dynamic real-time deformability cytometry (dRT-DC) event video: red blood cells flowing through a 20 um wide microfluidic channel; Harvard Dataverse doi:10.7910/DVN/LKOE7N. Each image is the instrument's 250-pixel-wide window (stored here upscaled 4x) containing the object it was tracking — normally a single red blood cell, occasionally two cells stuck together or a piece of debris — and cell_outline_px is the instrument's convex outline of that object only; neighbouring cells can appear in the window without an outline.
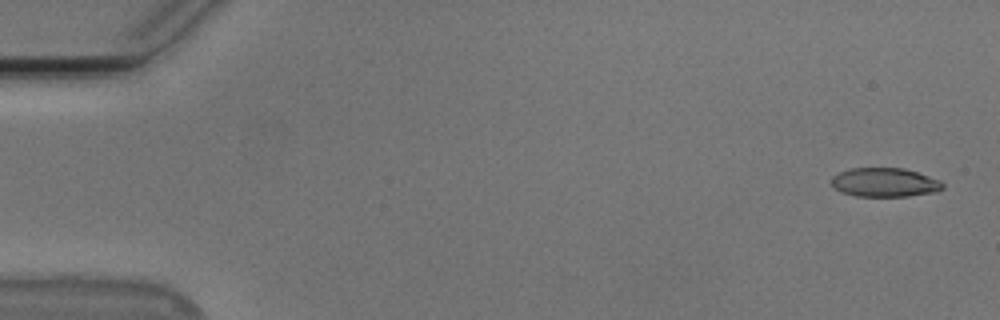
{"species": "Egyptian fruit bat (a non-hibernating species)", "species_latin": "Rousettus aegyptiacus", "temperature_condition": "cold", "stored_images_in_passage": 53, "camera_frame_rate_fps": 3000, "um_per_image_px": 0.085, "animal": {"sex": "male"}, "frame": {"image": 1, "passage_image": 1, "time_ms": 0.0, "image_size_px": [1000, 320], "cell_outline_px": [[944, 188], [936, 192], [908, 196], [856, 196], [840, 192], [832, 184], [832, 176], [840, 172], [852, 168], [904, 168], [940, 180], [944, 184]], "centroid_in_image_um": [75.22, 15.51], "position_along_channel_um": 9.8, "area_um2": 18.73}}
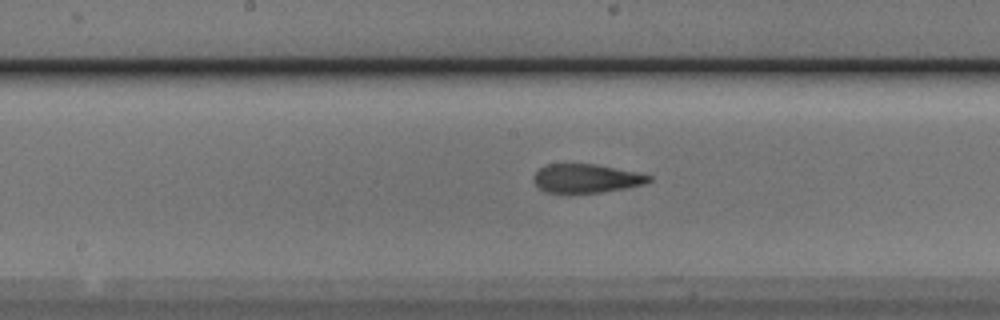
{"frame": {"image": 2, "passage_image": 27, "time_ms": 8.667, "image_size_px": [1000, 320], "cell_outline_px": [[652, 180], [644, 184], [624, 188], [600, 192], [544, 192], [532, 180], [536, 172], [540, 168], [548, 164], [596, 164], [636, 172], [652, 176]], "centroid_in_image_um": [49.83, 15.15], "position_along_channel_um": 198.4, "area_um2": 19.02}}
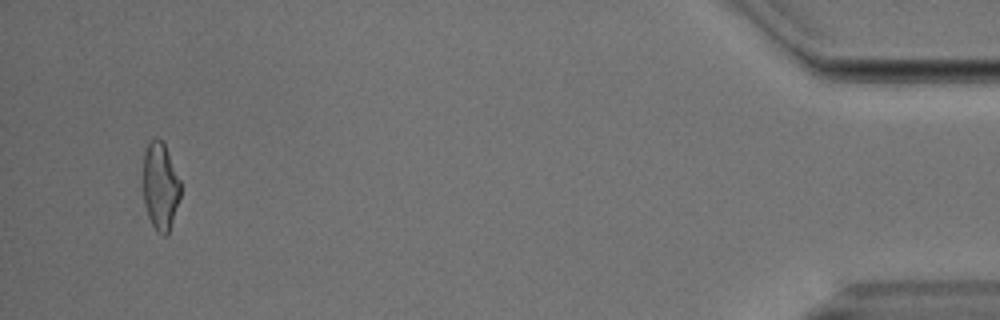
{"frame": {"image": 3, "passage_image": 51, "time_ms": 16.667, "image_size_px": [1000, 320], "cell_outline_px": [[180, 196], [168, 236], [164, 236], [156, 232], [148, 216], [144, 204], [144, 152], [148, 144], [156, 136], [164, 140], [180, 180]], "centroid_in_image_um": [13.64, 15.82], "position_along_channel_um": 421.6, "area_um2": 19.25}, "authors_computed_cell_mechanics": {"area_um2": 19.9988, "velocity_mm_per_s": 3.784, "shape_relaxation_time_tau1_ms": 6.2314, "shape_relaxation_time_tau2_ms": 2.2932, "deformation_change_tau1": 0.1966, "deformation_change_tau2": 0.1097}}